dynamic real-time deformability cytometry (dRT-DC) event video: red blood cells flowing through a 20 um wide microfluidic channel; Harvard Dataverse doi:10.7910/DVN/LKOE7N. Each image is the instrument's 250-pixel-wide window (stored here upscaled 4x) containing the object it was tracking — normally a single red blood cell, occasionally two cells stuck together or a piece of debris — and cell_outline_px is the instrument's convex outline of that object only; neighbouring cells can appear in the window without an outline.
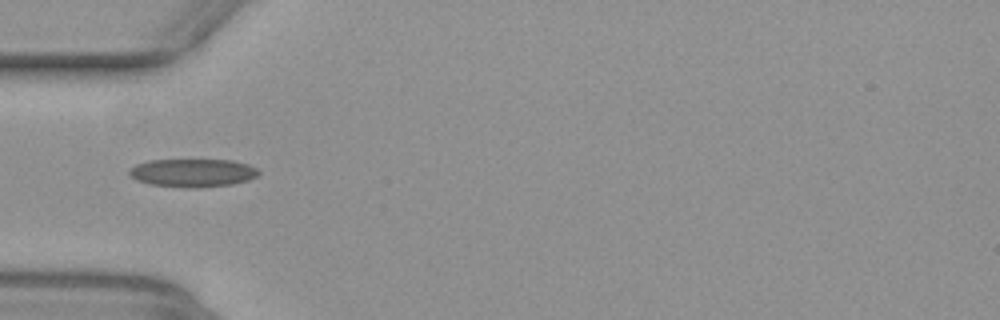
{"species": "common noctule bat (a hibernating species)", "species_latin": "Nyctalus noctula", "temperature_condition": "warm", "stored_images_in_passage": 36, "camera_frame_rate_fps": 3000, "um_per_image_px": 0.085, "animal": {"sex": "female", "body_mass_g": 29.2, "forearm_length_mm": 56.3}, "frame": {"image": 1, "passage_image": 1, "time_ms": 0.0, "image_size_px": [1000, 320], "cell_outline_px": [[260, 172], [256, 176], [248, 180], [232, 184], [196, 188], [188, 188], [148, 184], [136, 180], [128, 172], [136, 164], [148, 160], [232, 160], [248, 164], [256, 168]], "centroid_in_image_um": [16.38, 14.69], "position_along_channel_um": 68.6, "area_um2": 21.21}}
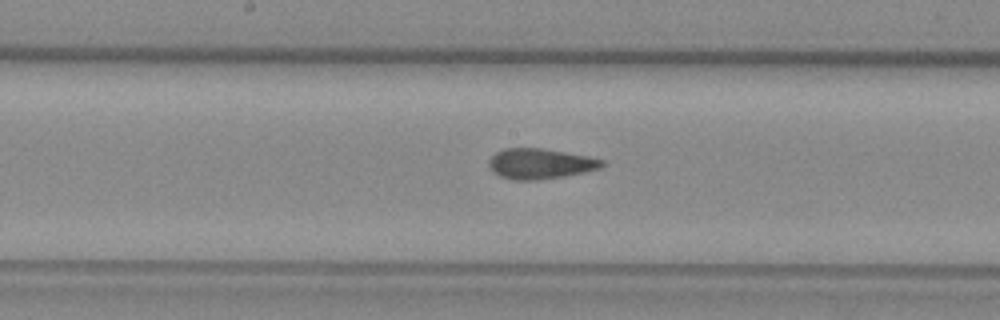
{"frame": {"image": 2, "passage_image": 11, "time_ms": 3.333, "image_size_px": [1000, 320], "cell_outline_px": [[604, 164], [600, 168], [584, 172], [564, 176], [536, 180], [512, 180], [500, 176], [492, 172], [488, 164], [488, 160], [496, 152], [504, 148], [540, 148], [588, 156], [604, 160]], "centroid_in_image_um": [45.88, 13.92], "position_along_channel_um": 202.3, "area_um2": 20.0}}
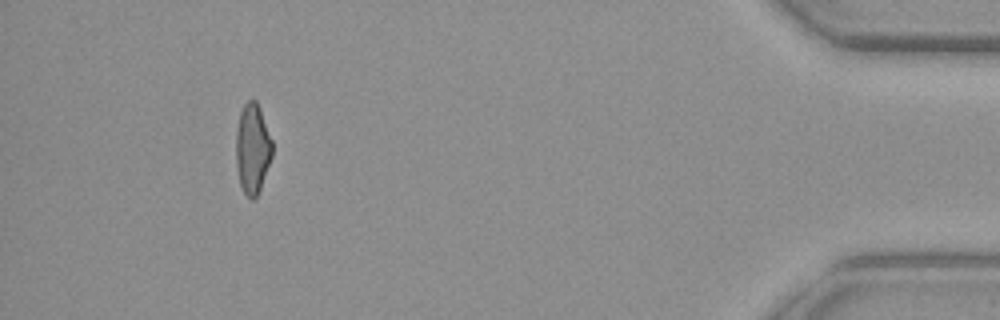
{"frame": {"image": 3, "passage_image": 32, "time_ms": 10.333, "image_size_px": [1000, 320], "cell_outline_px": [[272, 156], [260, 188], [256, 196], [252, 200], [244, 192], [240, 184], [236, 164], [236, 128], [240, 112], [244, 104], [248, 100], [256, 100], [260, 108], [272, 140]], "centroid_in_image_um": [21.45, 12.6], "position_along_channel_um": 413.7, "area_um2": 18.9}, "authors_computed_cell_mechanics": {"area_um2": 19.8543, "velocity_mm_per_s": 3.9997, "shape_relaxation_time_tau1_ms": null, "shape_relaxation_time_tau2_ms": 1.7854, "deformation_change_tau1": null, "deformation_change_tau2": 0.0727}}